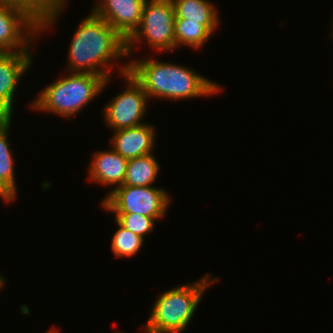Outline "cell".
Segmentation results:
<instances>
[{
    "mask_svg": "<svg viewBox=\"0 0 333 333\" xmlns=\"http://www.w3.org/2000/svg\"><path fill=\"white\" fill-rule=\"evenodd\" d=\"M68 72L112 78L113 59L127 58L126 40L93 12L81 21L69 46Z\"/></svg>",
    "mask_w": 333,
    "mask_h": 333,
    "instance_id": "obj_1",
    "label": "cell"
},
{
    "mask_svg": "<svg viewBox=\"0 0 333 333\" xmlns=\"http://www.w3.org/2000/svg\"><path fill=\"white\" fill-rule=\"evenodd\" d=\"M128 72L142 86L148 98L184 100L209 97L221 92V86L195 70L169 62L136 59L128 62Z\"/></svg>",
    "mask_w": 333,
    "mask_h": 333,
    "instance_id": "obj_2",
    "label": "cell"
},
{
    "mask_svg": "<svg viewBox=\"0 0 333 333\" xmlns=\"http://www.w3.org/2000/svg\"><path fill=\"white\" fill-rule=\"evenodd\" d=\"M203 276L194 283L176 286L157 297L143 333H181L188 328L205 290L217 278Z\"/></svg>",
    "mask_w": 333,
    "mask_h": 333,
    "instance_id": "obj_3",
    "label": "cell"
},
{
    "mask_svg": "<svg viewBox=\"0 0 333 333\" xmlns=\"http://www.w3.org/2000/svg\"><path fill=\"white\" fill-rule=\"evenodd\" d=\"M102 75L70 72L46 86L30 104L31 109L71 119L110 82Z\"/></svg>",
    "mask_w": 333,
    "mask_h": 333,
    "instance_id": "obj_4",
    "label": "cell"
},
{
    "mask_svg": "<svg viewBox=\"0 0 333 333\" xmlns=\"http://www.w3.org/2000/svg\"><path fill=\"white\" fill-rule=\"evenodd\" d=\"M142 39H146L147 45L154 50L175 51V8L172 0H146L139 26L126 40L128 56Z\"/></svg>",
    "mask_w": 333,
    "mask_h": 333,
    "instance_id": "obj_5",
    "label": "cell"
},
{
    "mask_svg": "<svg viewBox=\"0 0 333 333\" xmlns=\"http://www.w3.org/2000/svg\"><path fill=\"white\" fill-rule=\"evenodd\" d=\"M103 198L102 206L114 214L137 213L154 220L167 214L170 196L165 189L153 186L121 185L110 190Z\"/></svg>",
    "mask_w": 333,
    "mask_h": 333,
    "instance_id": "obj_6",
    "label": "cell"
},
{
    "mask_svg": "<svg viewBox=\"0 0 333 333\" xmlns=\"http://www.w3.org/2000/svg\"><path fill=\"white\" fill-rule=\"evenodd\" d=\"M124 64L118 70L127 84L126 89L112 98L103 110L105 123L114 131L145 124L142 119L148 107L147 94L128 72L129 63Z\"/></svg>",
    "mask_w": 333,
    "mask_h": 333,
    "instance_id": "obj_7",
    "label": "cell"
},
{
    "mask_svg": "<svg viewBox=\"0 0 333 333\" xmlns=\"http://www.w3.org/2000/svg\"><path fill=\"white\" fill-rule=\"evenodd\" d=\"M40 21L25 8L0 3V52H30Z\"/></svg>",
    "mask_w": 333,
    "mask_h": 333,
    "instance_id": "obj_8",
    "label": "cell"
},
{
    "mask_svg": "<svg viewBox=\"0 0 333 333\" xmlns=\"http://www.w3.org/2000/svg\"><path fill=\"white\" fill-rule=\"evenodd\" d=\"M146 0H99L93 12L105 20L125 40L138 28Z\"/></svg>",
    "mask_w": 333,
    "mask_h": 333,
    "instance_id": "obj_9",
    "label": "cell"
},
{
    "mask_svg": "<svg viewBox=\"0 0 333 333\" xmlns=\"http://www.w3.org/2000/svg\"><path fill=\"white\" fill-rule=\"evenodd\" d=\"M31 55L30 52H0V104L11 115L16 87L32 65Z\"/></svg>",
    "mask_w": 333,
    "mask_h": 333,
    "instance_id": "obj_10",
    "label": "cell"
},
{
    "mask_svg": "<svg viewBox=\"0 0 333 333\" xmlns=\"http://www.w3.org/2000/svg\"><path fill=\"white\" fill-rule=\"evenodd\" d=\"M156 127L143 124L114 131L111 147L127 160L151 154L156 139Z\"/></svg>",
    "mask_w": 333,
    "mask_h": 333,
    "instance_id": "obj_11",
    "label": "cell"
},
{
    "mask_svg": "<svg viewBox=\"0 0 333 333\" xmlns=\"http://www.w3.org/2000/svg\"><path fill=\"white\" fill-rule=\"evenodd\" d=\"M128 160L113 148L97 151L89 166V179L106 186H121L124 182Z\"/></svg>",
    "mask_w": 333,
    "mask_h": 333,
    "instance_id": "obj_12",
    "label": "cell"
},
{
    "mask_svg": "<svg viewBox=\"0 0 333 333\" xmlns=\"http://www.w3.org/2000/svg\"><path fill=\"white\" fill-rule=\"evenodd\" d=\"M175 8V19H185V22L203 24L211 33L219 25L217 8L210 0H172Z\"/></svg>",
    "mask_w": 333,
    "mask_h": 333,
    "instance_id": "obj_13",
    "label": "cell"
},
{
    "mask_svg": "<svg viewBox=\"0 0 333 333\" xmlns=\"http://www.w3.org/2000/svg\"><path fill=\"white\" fill-rule=\"evenodd\" d=\"M153 155L151 153L129 159L122 185L153 186L160 169V165Z\"/></svg>",
    "mask_w": 333,
    "mask_h": 333,
    "instance_id": "obj_14",
    "label": "cell"
},
{
    "mask_svg": "<svg viewBox=\"0 0 333 333\" xmlns=\"http://www.w3.org/2000/svg\"><path fill=\"white\" fill-rule=\"evenodd\" d=\"M67 0H0V3H8L25 8L40 21V32L52 27L59 17Z\"/></svg>",
    "mask_w": 333,
    "mask_h": 333,
    "instance_id": "obj_15",
    "label": "cell"
},
{
    "mask_svg": "<svg viewBox=\"0 0 333 333\" xmlns=\"http://www.w3.org/2000/svg\"><path fill=\"white\" fill-rule=\"evenodd\" d=\"M212 33L198 22H185V19H175V49L181 45L198 50Z\"/></svg>",
    "mask_w": 333,
    "mask_h": 333,
    "instance_id": "obj_16",
    "label": "cell"
},
{
    "mask_svg": "<svg viewBox=\"0 0 333 333\" xmlns=\"http://www.w3.org/2000/svg\"><path fill=\"white\" fill-rule=\"evenodd\" d=\"M10 126L11 120L0 124V182L9 187L17 195L14 158L9 146L10 142H8Z\"/></svg>",
    "mask_w": 333,
    "mask_h": 333,
    "instance_id": "obj_17",
    "label": "cell"
},
{
    "mask_svg": "<svg viewBox=\"0 0 333 333\" xmlns=\"http://www.w3.org/2000/svg\"><path fill=\"white\" fill-rule=\"evenodd\" d=\"M115 221L118 229L112 237L111 250L118 258L134 256L142 248L145 238L126 229L116 219Z\"/></svg>",
    "mask_w": 333,
    "mask_h": 333,
    "instance_id": "obj_18",
    "label": "cell"
},
{
    "mask_svg": "<svg viewBox=\"0 0 333 333\" xmlns=\"http://www.w3.org/2000/svg\"><path fill=\"white\" fill-rule=\"evenodd\" d=\"M114 216L123 227L142 238L150 233L155 227V220L152 217H146L137 213L114 214Z\"/></svg>",
    "mask_w": 333,
    "mask_h": 333,
    "instance_id": "obj_19",
    "label": "cell"
},
{
    "mask_svg": "<svg viewBox=\"0 0 333 333\" xmlns=\"http://www.w3.org/2000/svg\"><path fill=\"white\" fill-rule=\"evenodd\" d=\"M16 194L5 184L0 182V198H2L5 203H10L16 200Z\"/></svg>",
    "mask_w": 333,
    "mask_h": 333,
    "instance_id": "obj_20",
    "label": "cell"
},
{
    "mask_svg": "<svg viewBox=\"0 0 333 333\" xmlns=\"http://www.w3.org/2000/svg\"><path fill=\"white\" fill-rule=\"evenodd\" d=\"M12 116L1 104H0V124L6 123L12 120Z\"/></svg>",
    "mask_w": 333,
    "mask_h": 333,
    "instance_id": "obj_21",
    "label": "cell"
},
{
    "mask_svg": "<svg viewBox=\"0 0 333 333\" xmlns=\"http://www.w3.org/2000/svg\"><path fill=\"white\" fill-rule=\"evenodd\" d=\"M4 284H5V278H3V277L0 275V290L4 287Z\"/></svg>",
    "mask_w": 333,
    "mask_h": 333,
    "instance_id": "obj_22",
    "label": "cell"
},
{
    "mask_svg": "<svg viewBox=\"0 0 333 333\" xmlns=\"http://www.w3.org/2000/svg\"><path fill=\"white\" fill-rule=\"evenodd\" d=\"M59 331L58 330H56V329H51L50 331H48V332H46V333H58Z\"/></svg>",
    "mask_w": 333,
    "mask_h": 333,
    "instance_id": "obj_23",
    "label": "cell"
}]
</instances>
